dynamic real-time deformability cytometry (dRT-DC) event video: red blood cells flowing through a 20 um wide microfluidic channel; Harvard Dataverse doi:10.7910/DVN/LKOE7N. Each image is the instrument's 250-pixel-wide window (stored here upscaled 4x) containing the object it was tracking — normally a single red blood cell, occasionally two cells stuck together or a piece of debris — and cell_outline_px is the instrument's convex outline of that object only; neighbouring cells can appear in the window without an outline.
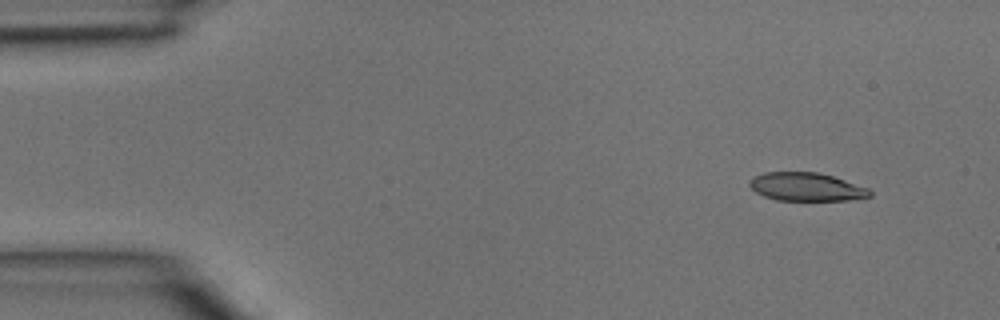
{"species": "common noctule bat (a hibernating species)", "species_latin": "Nyctalus noctula", "temperature_condition": "room temperature", "stored_images_in_passage": 5, "segment_of_instrument_passage": [2, 2], "camera_frame_rate_fps": 3000, "um_per_image_px": 0.085, "animal": {"sex": "male", "body_mass_g": 15.6}, "frame": {"image": 1, "passage_image": 5, "time_ms": 1.333, "image_size_px": [1000, 320], "cell_outline_px": [[872, 196], [848, 200], [776, 200], [764, 196], [756, 192], [748, 184], [752, 176], [764, 172], [816, 172], [832, 176], [868, 188], [872, 192]], "centroid_in_image_um": [68.51, 15.88], "position_along_channel_um": 16.5, "area_um2": 19.77}}